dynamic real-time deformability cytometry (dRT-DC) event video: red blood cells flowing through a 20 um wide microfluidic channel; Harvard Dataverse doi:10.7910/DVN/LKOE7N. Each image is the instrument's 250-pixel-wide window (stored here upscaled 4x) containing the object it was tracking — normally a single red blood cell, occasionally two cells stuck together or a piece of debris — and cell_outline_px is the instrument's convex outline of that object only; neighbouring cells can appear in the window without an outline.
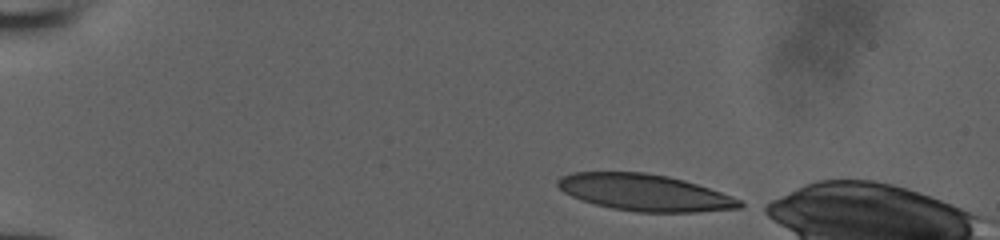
{"species": "human", "species_latin": "Homo sapiens", "temperature_condition": "room temperature", "stored_images_in_passage": 43, "camera_frame_rate_fps": 3000, "um_per_image_px": 0.085, "donor": {"sex": "male"}, "frame": {"image": 1, "passage_image": 1, "time_ms": 0.0, "image_size_px": [1000, 240], "cell_outline_px": [[748, 204], [740, 208], [696, 212], [636, 212], [612, 208], [580, 200], [564, 192], [556, 184], [556, 180], [560, 176], [572, 172], [644, 172], [668, 176], [684, 180], [732, 196]], "centroid_in_image_um": [54.79, 16.36], "position_along_channel_um": 30.2, "area_um2": 38.9}}
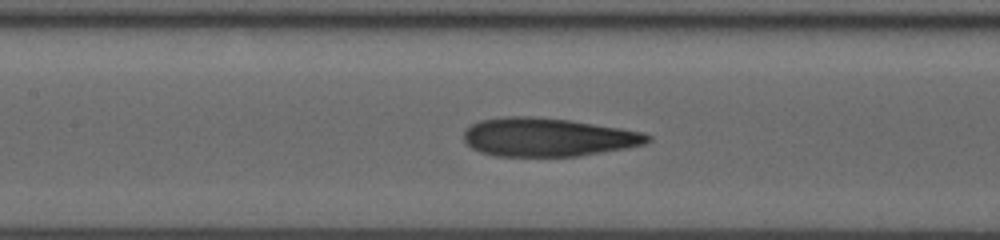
{"frame": {"image": 2, "passage_image": 17, "time_ms": 5.333, "image_size_px": [1000, 240], "cell_outline_px": [[652, 140], [644, 144], [628, 148], [576, 156], [496, 156], [480, 152], [472, 148], [464, 140], [464, 132], [472, 124], [480, 120], [504, 116], [532, 116], [568, 120], [620, 128], [640, 132], [652, 136]], "centroid_in_image_um": [46.55, 11.66], "position_along_channel_um": 160.8, "area_um2": 41.1}}
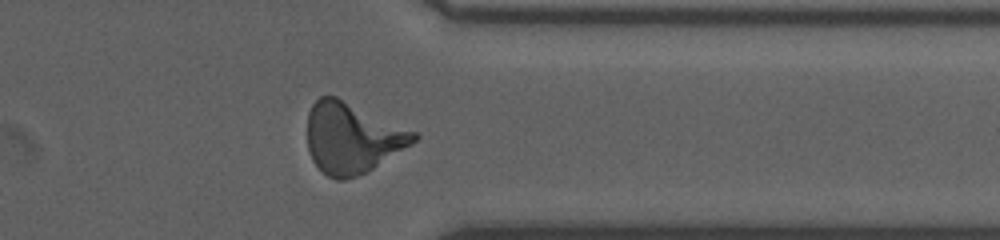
{"frame": {"image": 3, "passage_image": 33, "time_ms": 10.667, "image_size_px": [1000, 240], "cell_outline_px": [[420, 136], [412, 144], [368, 172], [344, 180], [336, 180], [328, 176], [312, 160], [308, 152], [308, 112], [312, 104], [320, 96], [336, 96], [416, 132]], "centroid_in_image_um": [29.93, 11.73], "position_along_channel_um": 381.5, "area_um2": 43.7}}